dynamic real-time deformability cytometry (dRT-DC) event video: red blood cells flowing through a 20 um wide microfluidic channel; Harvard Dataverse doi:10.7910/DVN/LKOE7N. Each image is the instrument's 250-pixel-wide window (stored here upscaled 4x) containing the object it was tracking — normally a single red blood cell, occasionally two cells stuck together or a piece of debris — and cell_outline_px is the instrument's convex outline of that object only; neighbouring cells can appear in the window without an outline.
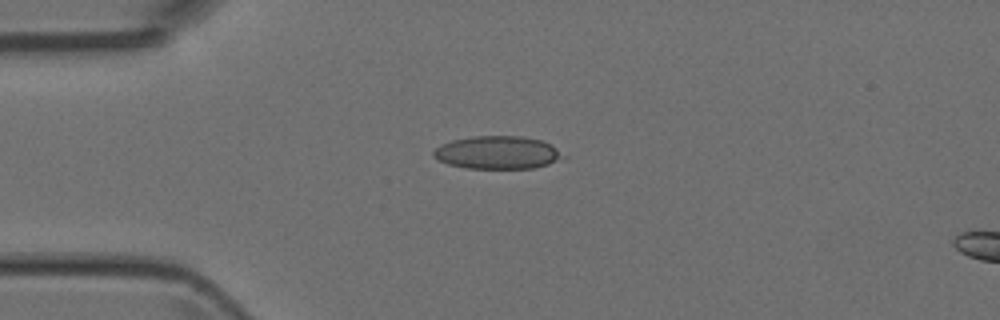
{"species": "Egyptian fruit bat (a non-hibernating species)", "species_latin": "Rousettus aegyptiacus", "temperature_condition": "room temperature", "stored_images_in_passage": 21, "camera_frame_rate_fps": 3000, "um_per_image_px": 0.085, "animal": {"sex": "female"}, "frame": {"image": 1, "passage_image": 11, "time_ms": 3.333, "image_size_px": [1000, 320], "cell_outline_px": [[568, 156], [548, 164], [536, 168], [468, 168], [448, 164], [432, 156], [432, 152], [440, 144], [452, 140], [472, 136], [524, 136], [540, 140], [552, 144]], "centroid_in_image_um": [42.32, 12.96], "position_along_channel_um": 42.7, "area_um2": 25.03}}
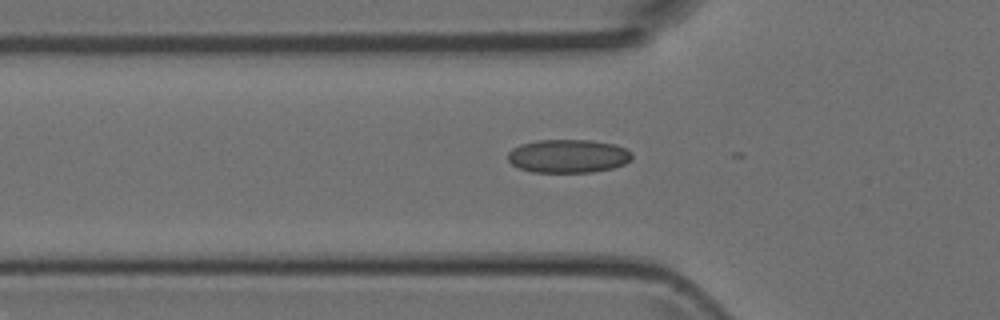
{"frame": {"image": 2, "passage_image": 15, "time_ms": 4.667, "image_size_px": [1000, 320], "cell_outline_px": [[632, 156], [624, 164], [612, 168], [592, 172], [532, 172], [520, 168], [512, 164], [508, 160], [508, 152], [512, 148], [520, 144], [536, 140], [592, 140], [616, 144], [632, 152]], "centroid_in_image_um": [48.28, 13.26], "position_along_channel_um": 77.5, "area_um2": 24.22}}
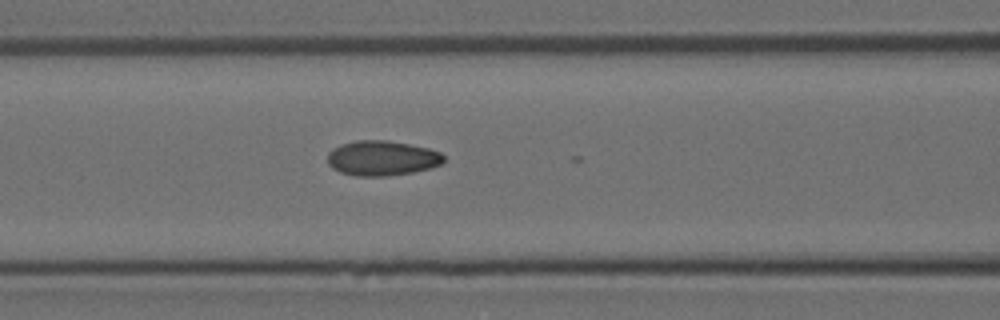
{"frame": {"image": 3, "passage_image": 19, "time_ms": 6.0, "image_size_px": [1000, 320], "cell_outline_px": [[444, 160], [440, 164], [428, 168], [412, 172], [384, 176], [356, 176], [340, 172], [332, 168], [328, 164], [328, 152], [332, 148], [340, 144], [356, 140], [388, 140], [428, 148], [440, 152], [444, 156]], "centroid_in_image_um": [32.42, 13.43], "position_along_channel_um": 134.2, "area_um2": 23.64}}